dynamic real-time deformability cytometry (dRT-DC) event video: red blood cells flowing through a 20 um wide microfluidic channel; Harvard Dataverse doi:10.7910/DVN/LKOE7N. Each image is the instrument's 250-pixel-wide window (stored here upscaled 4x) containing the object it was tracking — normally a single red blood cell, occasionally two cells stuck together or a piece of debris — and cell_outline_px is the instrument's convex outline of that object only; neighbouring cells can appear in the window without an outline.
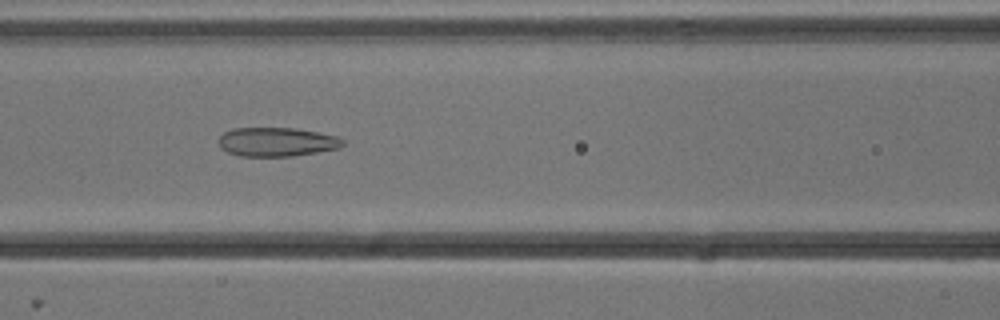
{"species": "common noctule bat (a hibernating species)", "species_latin": "Nyctalus noctula", "temperature_condition": "cold", "stored_images_in_passage": 42, "camera_frame_rate_fps": 3000, "um_per_image_px": 0.085, "animal": {"sex": "male", "body_mass_g": 13.3}, "frame": {"image": 1, "passage_image": 11, "time_ms": 3.333, "image_size_px": [1000, 320], "cell_outline_px": [[344, 144], [340, 148], [292, 156], [240, 156], [228, 152], [220, 148], [216, 140], [224, 132], [232, 128], [296, 128], [336, 136], [344, 140]], "centroid_in_image_um": [23.48, 12.06], "position_along_channel_um": 143.1, "area_um2": 21.04}}
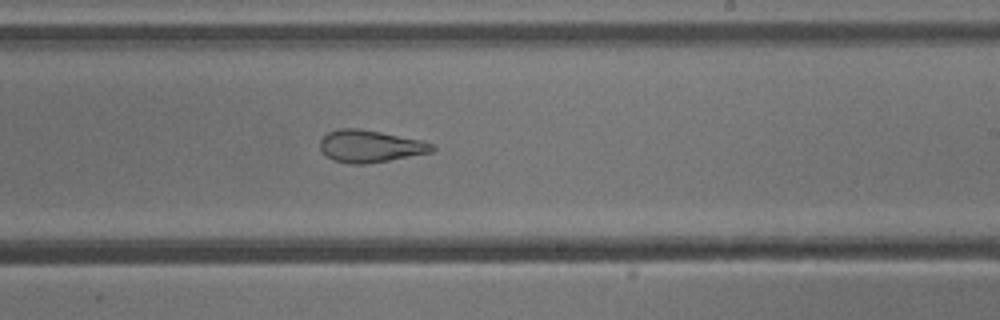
{"frame": {"image": 2, "passage_image": 20, "time_ms": 6.333, "image_size_px": [1000, 320], "cell_outline_px": [[436, 148], [432, 152], [368, 164], [348, 164], [332, 160], [320, 148], [320, 140], [328, 132], [340, 128], [360, 128], [420, 140], [432, 144]], "centroid_in_image_um": [31.44, 12.43], "position_along_channel_um": 257.6, "area_um2": 20.92}}
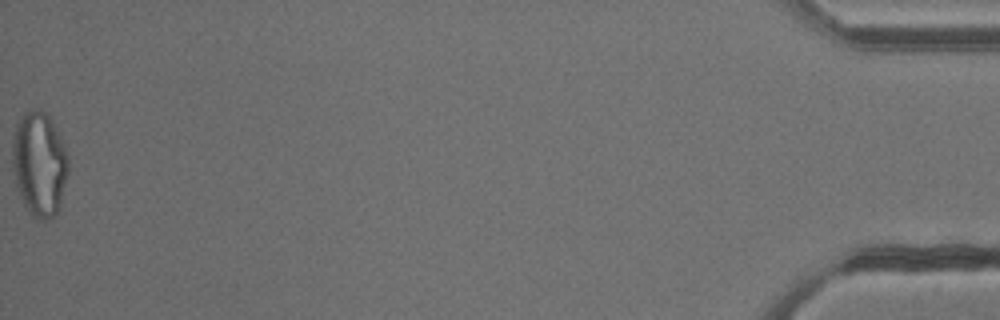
{"frame": {"image": 3, "passage_image": 42, "time_ms": 13.667, "image_size_px": [1000, 320], "cell_outline_px": [[68, 172], [60, 208], [52, 216], [44, 220], [36, 220], [28, 212], [24, 204], [16, 184], [12, 164], [12, 140], [16, 120], [24, 112], [32, 108], [40, 108], [48, 112], [64, 144], [68, 156]], "centroid_in_image_um": [3.34, 13.88], "position_along_channel_um": 431.9, "area_um2": 34.74}, "authors_computed_cell_mechanics": {"area_um2": 23.9292, "velocity_mm_per_s": 3.8236, "shape_relaxation_time_tau1_ms": null, "shape_relaxation_time_tau2_ms": 2.3234, "deformation_change_tau1": null, "deformation_change_tau2": 0.1086}}